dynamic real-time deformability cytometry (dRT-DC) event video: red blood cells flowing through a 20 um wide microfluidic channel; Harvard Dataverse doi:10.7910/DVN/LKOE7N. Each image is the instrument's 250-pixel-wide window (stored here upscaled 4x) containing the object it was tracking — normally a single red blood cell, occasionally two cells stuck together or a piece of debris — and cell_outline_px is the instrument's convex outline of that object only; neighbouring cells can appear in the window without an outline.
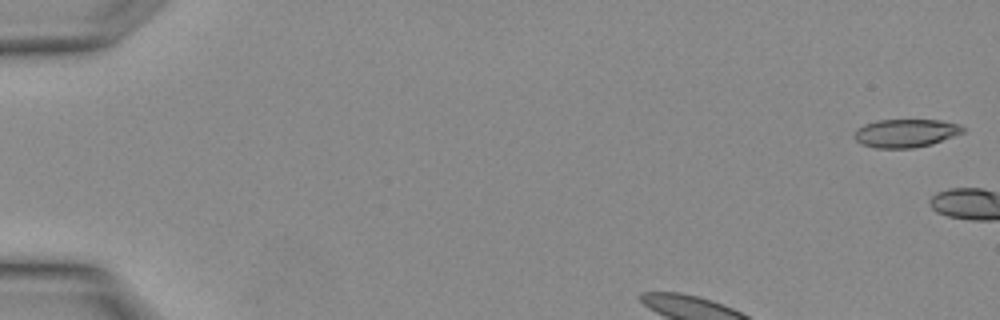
{"species": "Egyptian fruit bat (a non-hibernating species)", "species_latin": "Rousettus aegyptiacus", "temperature_condition": "warm", "stored_images_in_passage": 3, "camera_frame_rate_fps": 3000, "um_per_image_px": 0.085, "animal": {"sex": "female"}, "frame": {"image": 1, "passage_image": 1, "time_ms": 0.0, "image_size_px": [1000, 320], "cell_outline_px": [[964, 132], [932, 144], [912, 148], [876, 148], [864, 144], [856, 140], [852, 136], [856, 128], [864, 124], [880, 120], [940, 120], [960, 124], [964, 128]], "centroid_in_image_um": [76.97, 11.31], "position_along_channel_um": 8.0, "area_um2": 17.86}}